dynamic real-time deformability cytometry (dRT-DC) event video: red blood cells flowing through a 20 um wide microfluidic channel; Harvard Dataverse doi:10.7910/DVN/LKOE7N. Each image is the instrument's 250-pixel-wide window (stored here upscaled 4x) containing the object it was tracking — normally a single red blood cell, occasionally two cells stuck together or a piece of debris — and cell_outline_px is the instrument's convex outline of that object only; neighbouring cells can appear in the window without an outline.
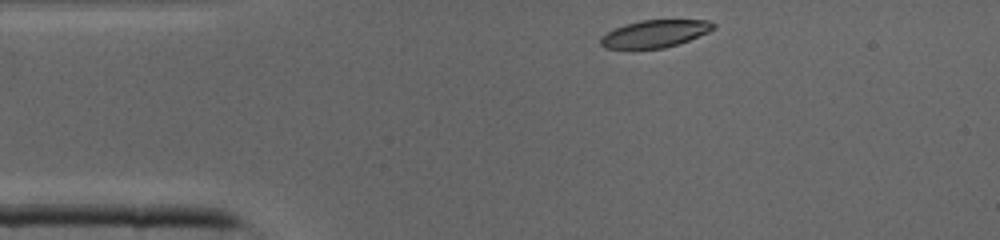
{"species": "common noctule bat (a hibernating species)", "species_latin": "Nyctalus noctula", "temperature_condition": "cold", "stored_images_in_passage": 35, "camera_frame_rate_fps": 3000, "um_per_image_px": 0.085, "animal": {"sex": "male", "body_mass_g": 19.0, "forearm_length_mm": 50.8}, "frame": {"image": 1, "passage_image": 1, "time_ms": 0.0, "image_size_px": [1000, 240], "cell_outline_px": [[716, 28], [708, 32], [688, 40], [664, 48], [604, 48], [600, 44], [600, 36], [624, 24], [640, 20], [708, 20], [716, 24]], "centroid_in_image_um": [55.67, 2.85], "position_along_channel_um": 29.3, "area_um2": 17.86}}
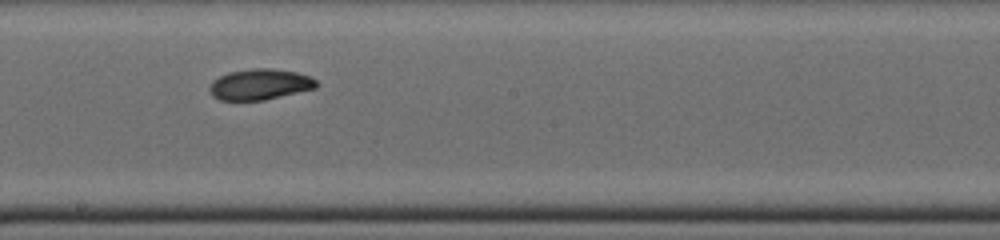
{"frame": {"image": 2, "passage_image": 16, "time_ms": 5.0, "image_size_px": [1000, 240], "cell_outline_px": [[320, 84], [316, 88], [264, 100], [220, 100], [212, 96], [208, 88], [212, 80], [228, 72], [252, 68], [272, 68], [296, 72], [312, 76]], "centroid_in_image_um": [22.1, 7.16], "position_along_channel_um": 226.1, "area_um2": 19.42}}
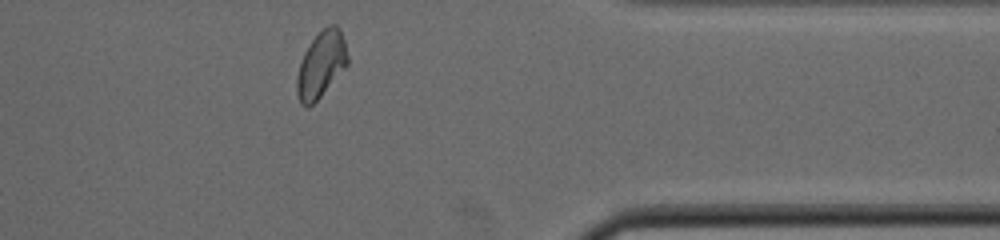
{"frame": {"image": 3, "passage_image": 27, "time_ms": 8.667, "image_size_px": [1000, 240], "cell_outline_px": [[348, 64], [320, 96], [308, 108], [300, 104], [296, 92], [296, 80], [300, 60], [304, 52], [312, 40], [328, 24], [336, 24], [340, 28], [344, 40], [348, 56]], "centroid_in_image_um": [27.28, 5.48], "position_along_channel_um": 384.1, "area_um2": 19.48}}